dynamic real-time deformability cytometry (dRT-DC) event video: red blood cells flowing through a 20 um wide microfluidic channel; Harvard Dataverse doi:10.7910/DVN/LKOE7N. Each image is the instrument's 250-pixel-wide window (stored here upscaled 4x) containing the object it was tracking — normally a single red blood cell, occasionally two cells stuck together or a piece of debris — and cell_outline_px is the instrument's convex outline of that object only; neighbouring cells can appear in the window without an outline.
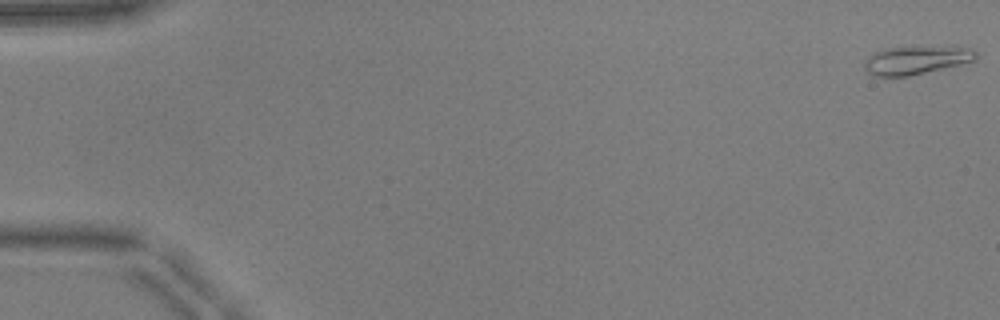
{"species": "common noctule bat (a hibernating species)", "species_latin": "Nyctalus noctula", "temperature_condition": "warm", "stored_images_in_passage": 52, "camera_frame_rate_fps": 3000, "um_per_image_px": 0.085, "animal": {"sex": "male", "body_mass_g": 17.9, "forearm_length_mm": 54.2}, "frame": {"image": 1, "passage_image": 1, "time_ms": 0.0, "image_size_px": [1000, 320], "cell_outline_px": [[976, 60], [960, 64], [908, 76], [872, 76], [864, 68], [864, 60], [872, 52], [884, 48], [908, 44], [956, 44], [968, 48], [976, 52]], "centroid_in_image_um": [77.88, 5.02], "position_along_channel_um": 7.1, "area_um2": 19.71}}
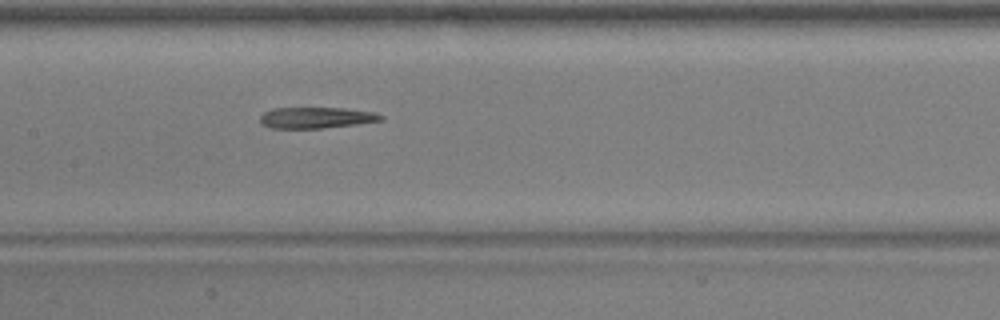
{"frame": {"image": 2, "passage_image": 26, "time_ms": 8.333, "image_size_px": [1000, 320], "cell_outline_px": [[384, 120], [356, 124], [320, 128], [268, 128], [260, 124], [260, 116], [264, 112], [272, 108], [344, 108], [376, 112], [384, 116]], "centroid_in_image_um": [26.87, 10.0], "position_along_channel_um": 180.5, "area_um2": 14.97}}
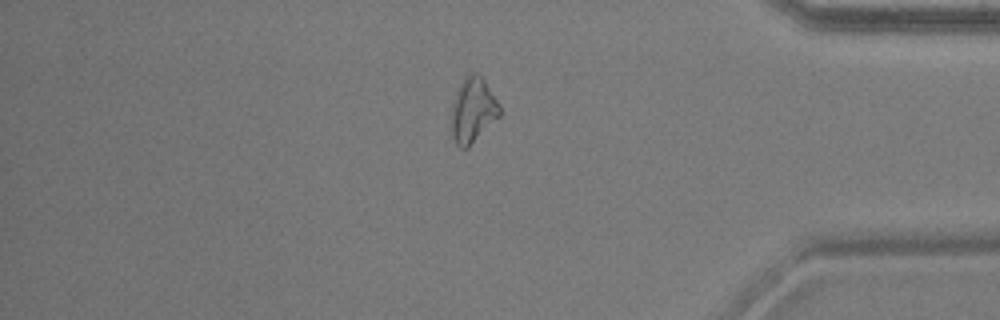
{"frame": {"image": 3, "passage_image": 44, "time_ms": 14.333, "image_size_px": [1000, 320], "cell_outline_px": [[500, 116], [468, 148], [460, 148], [456, 144], [452, 136], [452, 108], [456, 92], [460, 84], [472, 72], [480, 72], [500, 104]], "centroid_in_image_um": [40.22, 9.36], "position_along_channel_um": 395.0, "area_um2": 18.26}}